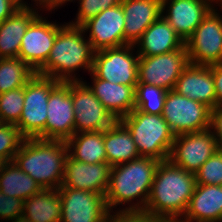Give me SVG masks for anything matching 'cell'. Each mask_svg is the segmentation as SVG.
Listing matches in <instances>:
<instances>
[{
  "instance_id": "obj_35",
  "label": "cell",
  "mask_w": 222,
  "mask_h": 222,
  "mask_svg": "<svg viewBox=\"0 0 222 222\" xmlns=\"http://www.w3.org/2000/svg\"><path fill=\"white\" fill-rule=\"evenodd\" d=\"M24 213V201L4 195L0 191V218L14 220Z\"/></svg>"
},
{
  "instance_id": "obj_44",
  "label": "cell",
  "mask_w": 222,
  "mask_h": 222,
  "mask_svg": "<svg viewBox=\"0 0 222 222\" xmlns=\"http://www.w3.org/2000/svg\"><path fill=\"white\" fill-rule=\"evenodd\" d=\"M157 222H179V221H173V220H158Z\"/></svg>"
},
{
  "instance_id": "obj_28",
  "label": "cell",
  "mask_w": 222,
  "mask_h": 222,
  "mask_svg": "<svg viewBox=\"0 0 222 222\" xmlns=\"http://www.w3.org/2000/svg\"><path fill=\"white\" fill-rule=\"evenodd\" d=\"M43 188L31 176L22 171L13 161L7 162L0 171V191L23 201Z\"/></svg>"
},
{
  "instance_id": "obj_15",
  "label": "cell",
  "mask_w": 222,
  "mask_h": 222,
  "mask_svg": "<svg viewBox=\"0 0 222 222\" xmlns=\"http://www.w3.org/2000/svg\"><path fill=\"white\" fill-rule=\"evenodd\" d=\"M61 27L43 20L42 16L38 15L22 37L18 58L37 71L47 61Z\"/></svg>"
},
{
  "instance_id": "obj_43",
  "label": "cell",
  "mask_w": 222,
  "mask_h": 222,
  "mask_svg": "<svg viewBox=\"0 0 222 222\" xmlns=\"http://www.w3.org/2000/svg\"><path fill=\"white\" fill-rule=\"evenodd\" d=\"M66 1H70V0H56V7H58L59 5L61 6L63 3H65ZM72 1V0H71Z\"/></svg>"
},
{
  "instance_id": "obj_39",
  "label": "cell",
  "mask_w": 222,
  "mask_h": 222,
  "mask_svg": "<svg viewBox=\"0 0 222 222\" xmlns=\"http://www.w3.org/2000/svg\"><path fill=\"white\" fill-rule=\"evenodd\" d=\"M20 7L18 0H0V23L13 15Z\"/></svg>"
},
{
  "instance_id": "obj_37",
  "label": "cell",
  "mask_w": 222,
  "mask_h": 222,
  "mask_svg": "<svg viewBox=\"0 0 222 222\" xmlns=\"http://www.w3.org/2000/svg\"><path fill=\"white\" fill-rule=\"evenodd\" d=\"M211 128L214 129L218 150H222V106H216L211 111Z\"/></svg>"
},
{
  "instance_id": "obj_2",
  "label": "cell",
  "mask_w": 222,
  "mask_h": 222,
  "mask_svg": "<svg viewBox=\"0 0 222 222\" xmlns=\"http://www.w3.org/2000/svg\"><path fill=\"white\" fill-rule=\"evenodd\" d=\"M159 163L160 160L155 158L141 156L130 162L112 166L105 193L109 212L112 207L131 202L141 196L140 204L136 203L120 211H144Z\"/></svg>"
},
{
  "instance_id": "obj_22",
  "label": "cell",
  "mask_w": 222,
  "mask_h": 222,
  "mask_svg": "<svg viewBox=\"0 0 222 222\" xmlns=\"http://www.w3.org/2000/svg\"><path fill=\"white\" fill-rule=\"evenodd\" d=\"M93 86H89L103 106L117 119L135 108V89L132 86L113 84L98 78L92 71Z\"/></svg>"
},
{
  "instance_id": "obj_34",
  "label": "cell",
  "mask_w": 222,
  "mask_h": 222,
  "mask_svg": "<svg viewBox=\"0 0 222 222\" xmlns=\"http://www.w3.org/2000/svg\"><path fill=\"white\" fill-rule=\"evenodd\" d=\"M80 8L77 16V21L69 23L73 26H82L89 19L95 17L101 11L110 7L119 5L122 0H79Z\"/></svg>"
},
{
  "instance_id": "obj_10",
  "label": "cell",
  "mask_w": 222,
  "mask_h": 222,
  "mask_svg": "<svg viewBox=\"0 0 222 222\" xmlns=\"http://www.w3.org/2000/svg\"><path fill=\"white\" fill-rule=\"evenodd\" d=\"M189 65V57L185 45L180 50L161 55L139 56L138 83L173 90L177 79Z\"/></svg>"
},
{
  "instance_id": "obj_24",
  "label": "cell",
  "mask_w": 222,
  "mask_h": 222,
  "mask_svg": "<svg viewBox=\"0 0 222 222\" xmlns=\"http://www.w3.org/2000/svg\"><path fill=\"white\" fill-rule=\"evenodd\" d=\"M37 13L30 7H21L0 23V58H18L22 37Z\"/></svg>"
},
{
  "instance_id": "obj_18",
  "label": "cell",
  "mask_w": 222,
  "mask_h": 222,
  "mask_svg": "<svg viewBox=\"0 0 222 222\" xmlns=\"http://www.w3.org/2000/svg\"><path fill=\"white\" fill-rule=\"evenodd\" d=\"M210 1L162 0V14L168 4V15L163 17L185 43L213 8Z\"/></svg>"
},
{
  "instance_id": "obj_11",
  "label": "cell",
  "mask_w": 222,
  "mask_h": 222,
  "mask_svg": "<svg viewBox=\"0 0 222 222\" xmlns=\"http://www.w3.org/2000/svg\"><path fill=\"white\" fill-rule=\"evenodd\" d=\"M75 114V133L104 131L117 119L83 81H70Z\"/></svg>"
},
{
  "instance_id": "obj_4",
  "label": "cell",
  "mask_w": 222,
  "mask_h": 222,
  "mask_svg": "<svg viewBox=\"0 0 222 222\" xmlns=\"http://www.w3.org/2000/svg\"><path fill=\"white\" fill-rule=\"evenodd\" d=\"M83 32L80 26L62 25L47 61L36 73L59 82H68L78 81L71 73L80 67L91 72L95 51L91 42L83 38Z\"/></svg>"
},
{
  "instance_id": "obj_9",
  "label": "cell",
  "mask_w": 222,
  "mask_h": 222,
  "mask_svg": "<svg viewBox=\"0 0 222 222\" xmlns=\"http://www.w3.org/2000/svg\"><path fill=\"white\" fill-rule=\"evenodd\" d=\"M134 46L126 44L96 51L92 72L110 83L132 86L135 89L138 84L139 55L134 57L130 53Z\"/></svg>"
},
{
  "instance_id": "obj_16",
  "label": "cell",
  "mask_w": 222,
  "mask_h": 222,
  "mask_svg": "<svg viewBox=\"0 0 222 222\" xmlns=\"http://www.w3.org/2000/svg\"><path fill=\"white\" fill-rule=\"evenodd\" d=\"M124 26V11L122 5L119 4L101 11L81 27L84 31H91L88 40L96 52L107 48L123 46Z\"/></svg>"
},
{
  "instance_id": "obj_25",
  "label": "cell",
  "mask_w": 222,
  "mask_h": 222,
  "mask_svg": "<svg viewBox=\"0 0 222 222\" xmlns=\"http://www.w3.org/2000/svg\"><path fill=\"white\" fill-rule=\"evenodd\" d=\"M104 148L111 167L141 157L132 134L120 120L104 130Z\"/></svg>"
},
{
  "instance_id": "obj_41",
  "label": "cell",
  "mask_w": 222,
  "mask_h": 222,
  "mask_svg": "<svg viewBox=\"0 0 222 222\" xmlns=\"http://www.w3.org/2000/svg\"><path fill=\"white\" fill-rule=\"evenodd\" d=\"M12 222H32V221H30L24 215H21L20 217H17L16 219H14V221L12 220Z\"/></svg>"
},
{
  "instance_id": "obj_1",
  "label": "cell",
  "mask_w": 222,
  "mask_h": 222,
  "mask_svg": "<svg viewBox=\"0 0 222 222\" xmlns=\"http://www.w3.org/2000/svg\"><path fill=\"white\" fill-rule=\"evenodd\" d=\"M196 187L195 174L173 164L160 161L144 212L157 220L179 221L185 214Z\"/></svg>"
},
{
  "instance_id": "obj_26",
  "label": "cell",
  "mask_w": 222,
  "mask_h": 222,
  "mask_svg": "<svg viewBox=\"0 0 222 222\" xmlns=\"http://www.w3.org/2000/svg\"><path fill=\"white\" fill-rule=\"evenodd\" d=\"M23 215L32 222H60L62 199L57 189H42L24 201Z\"/></svg>"
},
{
  "instance_id": "obj_30",
  "label": "cell",
  "mask_w": 222,
  "mask_h": 222,
  "mask_svg": "<svg viewBox=\"0 0 222 222\" xmlns=\"http://www.w3.org/2000/svg\"><path fill=\"white\" fill-rule=\"evenodd\" d=\"M167 90L138 83L135 88V109L147 114L162 115Z\"/></svg>"
},
{
  "instance_id": "obj_40",
  "label": "cell",
  "mask_w": 222,
  "mask_h": 222,
  "mask_svg": "<svg viewBox=\"0 0 222 222\" xmlns=\"http://www.w3.org/2000/svg\"><path fill=\"white\" fill-rule=\"evenodd\" d=\"M39 1L40 6L43 5V7L50 9H54L56 7V0H34ZM20 7H29L27 6L22 0H18ZM23 2V3H22Z\"/></svg>"
},
{
  "instance_id": "obj_6",
  "label": "cell",
  "mask_w": 222,
  "mask_h": 222,
  "mask_svg": "<svg viewBox=\"0 0 222 222\" xmlns=\"http://www.w3.org/2000/svg\"><path fill=\"white\" fill-rule=\"evenodd\" d=\"M59 81L35 74L24 86V104L16 124L25 138L46 140L47 107L51 90Z\"/></svg>"
},
{
  "instance_id": "obj_36",
  "label": "cell",
  "mask_w": 222,
  "mask_h": 222,
  "mask_svg": "<svg viewBox=\"0 0 222 222\" xmlns=\"http://www.w3.org/2000/svg\"><path fill=\"white\" fill-rule=\"evenodd\" d=\"M158 220L144 211H120L115 215L110 212L105 222H157Z\"/></svg>"
},
{
  "instance_id": "obj_32",
  "label": "cell",
  "mask_w": 222,
  "mask_h": 222,
  "mask_svg": "<svg viewBox=\"0 0 222 222\" xmlns=\"http://www.w3.org/2000/svg\"><path fill=\"white\" fill-rule=\"evenodd\" d=\"M24 139L16 125L0 123V157L12 162Z\"/></svg>"
},
{
  "instance_id": "obj_8",
  "label": "cell",
  "mask_w": 222,
  "mask_h": 222,
  "mask_svg": "<svg viewBox=\"0 0 222 222\" xmlns=\"http://www.w3.org/2000/svg\"><path fill=\"white\" fill-rule=\"evenodd\" d=\"M215 11H209L184 43L190 64L222 63V17Z\"/></svg>"
},
{
  "instance_id": "obj_19",
  "label": "cell",
  "mask_w": 222,
  "mask_h": 222,
  "mask_svg": "<svg viewBox=\"0 0 222 222\" xmlns=\"http://www.w3.org/2000/svg\"><path fill=\"white\" fill-rule=\"evenodd\" d=\"M177 94L216 107V91L212 77V65L190 64L183 70L173 89Z\"/></svg>"
},
{
  "instance_id": "obj_23",
  "label": "cell",
  "mask_w": 222,
  "mask_h": 222,
  "mask_svg": "<svg viewBox=\"0 0 222 222\" xmlns=\"http://www.w3.org/2000/svg\"><path fill=\"white\" fill-rule=\"evenodd\" d=\"M136 44L140 45L139 56H153L180 50L184 41L161 15L145 30Z\"/></svg>"
},
{
  "instance_id": "obj_33",
  "label": "cell",
  "mask_w": 222,
  "mask_h": 222,
  "mask_svg": "<svg viewBox=\"0 0 222 222\" xmlns=\"http://www.w3.org/2000/svg\"><path fill=\"white\" fill-rule=\"evenodd\" d=\"M196 184L222 186V150H217L195 173Z\"/></svg>"
},
{
  "instance_id": "obj_29",
  "label": "cell",
  "mask_w": 222,
  "mask_h": 222,
  "mask_svg": "<svg viewBox=\"0 0 222 222\" xmlns=\"http://www.w3.org/2000/svg\"><path fill=\"white\" fill-rule=\"evenodd\" d=\"M35 74L20 58H0V94L24 87Z\"/></svg>"
},
{
  "instance_id": "obj_14",
  "label": "cell",
  "mask_w": 222,
  "mask_h": 222,
  "mask_svg": "<svg viewBox=\"0 0 222 222\" xmlns=\"http://www.w3.org/2000/svg\"><path fill=\"white\" fill-rule=\"evenodd\" d=\"M47 105L46 140L66 142L75 133V114L70 81L59 82L51 90Z\"/></svg>"
},
{
  "instance_id": "obj_20",
  "label": "cell",
  "mask_w": 222,
  "mask_h": 222,
  "mask_svg": "<svg viewBox=\"0 0 222 222\" xmlns=\"http://www.w3.org/2000/svg\"><path fill=\"white\" fill-rule=\"evenodd\" d=\"M125 16L124 45L135 43L162 15V0H122Z\"/></svg>"
},
{
  "instance_id": "obj_7",
  "label": "cell",
  "mask_w": 222,
  "mask_h": 222,
  "mask_svg": "<svg viewBox=\"0 0 222 222\" xmlns=\"http://www.w3.org/2000/svg\"><path fill=\"white\" fill-rule=\"evenodd\" d=\"M211 109L175 91H167L162 116L175 136L211 128Z\"/></svg>"
},
{
  "instance_id": "obj_13",
  "label": "cell",
  "mask_w": 222,
  "mask_h": 222,
  "mask_svg": "<svg viewBox=\"0 0 222 222\" xmlns=\"http://www.w3.org/2000/svg\"><path fill=\"white\" fill-rule=\"evenodd\" d=\"M62 199L60 222H105L109 214L105 195L87 190L59 187Z\"/></svg>"
},
{
  "instance_id": "obj_27",
  "label": "cell",
  "mask_w": 222,
  "mask_h": 222,
  "mask_svg": "<svg viewBox=\"0 0 222 222\" xmlns=\"http://www.w3.org/2000/svg\"><path fill=\"white\" fill-rule=\"evenodd\" d=\"M66 143L68 155L76 161L88 164L107 163L104 131L74 133Z\"/></svg>"
},
{
  "instance_id": "obj_3",
  "label": "cell",
  "mask_w": 222,
  "mask_h": 222,
  "mask_svg": "<svg viewBox=\"0 0 222 222\" xmlns=\"http://www.w3.org/2000/svg\"><path fill=\"white\" fill-rule=\"evenodd\" d=\"M68 146L62 140L24 139L13 162L43 189H58L63 181Z\"/></svg>"
},
{
  "instance_id": "obj_12",
  "label": "cell",
  "mask_w": 222,
  "mask_h": 222,
  "mask_svg": "<svg viewBox=\"0 0 222 222\" xmlns=\"http://www.w3.org/2000/svg\"><path fill=\"white\" fill-rule=\"evenodd\" d=\"M217 150L215 135L209 128L175 136L168 159L185 171L195 174Z\"/></svg>"
},
{
  "instance_id": "obj_42",
  "label": "cell",
  "mask_w": 222,
  "mask_h": 222,
  "mask_svg": "<svg viewBox=\"0 0 222 222\" xmlns=\"http://www.w3.org/2000/svg\"><path fill=\"white\" fill-rule=\"evenodd\" d=\"M6 163L7 162L2 157H0V171L3 169V167Z\"/></svg>"
},
{
  "instance_id": "obj_21",
  "label": "cell",
  "mask_w": 222,
  "mask_h": 222,
  "mask_svg": "<svg viewBox=\"0 0 222 222\" xmlns=\"http://www.w3.org/2000/svg\"><path fill=\"white\" fill-rule=\"evenodd\" d=\"M182 217L179 222H222V186L196 184Z\"/></svg>"
},
{
  "instance_id": "obj_31",
  "label": "cell",
  "mask_w": 222,
  "mask_h": 222,
  "mask_svg": "<svg viewBox=\"0 0 222 222\" xmlns=\"http://www.w3.org/2000/svg\"><path fill=\"white\" fill-rule=\"evenodd\" d=\"M24 104V87L0 94V123L19 122Z\"/></svg>"
},
{
  "instance_id": "obj_38",
  "label": "cell",
  "mask_w": 222,
  "mask_h": 222,
  "mask_svg": "<svg viewBox=\"0 0 222 222\" xmlns=\"http://www.w3.org/2000/svg\"><path fill=\"white\" fill-rule=\"evenodd\" d=\"M212 77L216 91V106H222V63L212 64Z\"/></svg>"
},
{
  "instance_id": "obj_5",
  "label": "cell",
  "mask_w": 222,
  "mask_h": 222,
  "mask_svg": "<svg viewBox=\"0 0 222 222\" xmlns=\"http://www.w3.org/2000/svg\"><path fill=\"white\" fill-rule=\"evenodd\" d=\"M120 121L132 134L140 156L168 160L175 135L162 115L133 109Z\"/></svg>"
},
{
  "instance_id": "obj_17",
  "label": "cell",
  "mask_w": 222,
  "mask_h": 222,
  "mask_svg": "<svg viewBox=\"0 0 222 222\" xmlns=\"http://www.w3.org/2000/svg\"><path fill=\"white\" fill-rule=\"evenodd\" d=\"M111 166L108 163L88 164L66 158L64 177L60 187L82 189L105 195L110 179Z\"/></svg>"
}]
</instances>
